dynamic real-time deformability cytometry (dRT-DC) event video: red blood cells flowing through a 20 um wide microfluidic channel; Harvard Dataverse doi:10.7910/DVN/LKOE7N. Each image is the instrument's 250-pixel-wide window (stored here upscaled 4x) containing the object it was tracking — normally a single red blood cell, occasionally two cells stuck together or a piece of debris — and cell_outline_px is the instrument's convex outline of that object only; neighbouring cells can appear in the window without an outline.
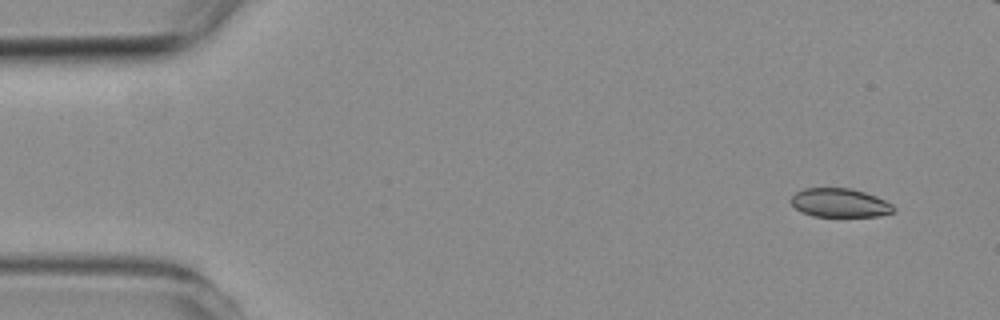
{"species": "common noctule bat (a hibernating species)", "species_latin": "Nyctalus noctula", "temperature_condition": "room temperature", "stored_images_in_passage": 6, "camera_frame_rate_fps": 3000, "um_per_image_px": 0.085, "animal": {"sex": "female", "body_mass_g": 19.3, "forearm_length_mm": 54.1}, "frame": {"image": 1, "passage_image": 1, "time_ms": 0.0, "image_size_px": [1000, 320], "cell_outline_px": [[896, 212], [880, 216], [812, 216], [800, 212], [792, 204], [792, 196], [796, 192], [804, 188], [852, 188], [876, 196], [892, 204], [896, 208]], "centroid_in_image_um": [71.41, 17.24], "position_along_channel_um": 13.6, "area_um2": 17.28}}